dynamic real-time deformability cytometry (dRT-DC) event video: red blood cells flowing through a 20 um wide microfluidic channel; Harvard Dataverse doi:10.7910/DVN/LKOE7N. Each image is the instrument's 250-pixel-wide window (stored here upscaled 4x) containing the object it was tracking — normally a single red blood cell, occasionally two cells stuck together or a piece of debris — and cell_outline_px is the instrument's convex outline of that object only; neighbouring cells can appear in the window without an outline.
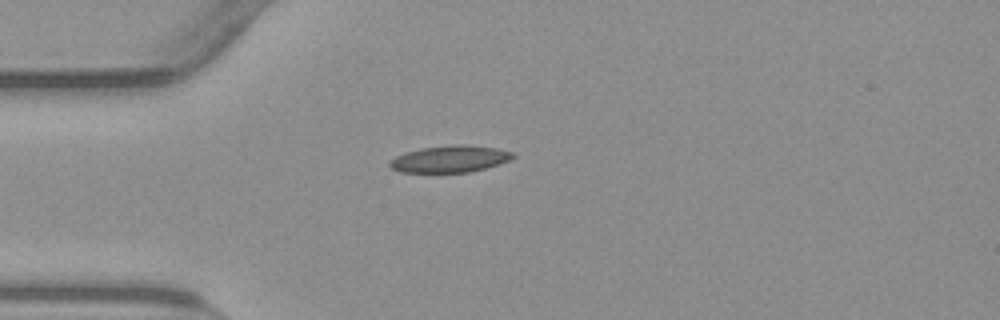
{"species": "common noctule bat (a hibernating species)", "species_latin": "Nyctalus noctula", "temperature_condition": "warm", "stored_images_in_passage": 41, "camera_frame_rate_fps": 3000, "um_per_image_px": 0.085, "animal": {"sex": "male", "body_mass_g": 23.1, "forearm_length_mm": 52.7}, "frame": {"image": 1, "passage_image": 1, "time_ms": 0.0, "image_size_px": [1000, 320], "cell_outline_px": [[516, 156], [500, 164], [468, 172], [400, 172], [392, 168], [388, 164], [396, 156], [404, 152], [420, 148], [456, 144], [464, 144], [496, 148], [516, 152]], "centroid_in_image_um": [38.27, 13.5], "position_along_channel_um": 46.7, "area_um2": 19.25}}
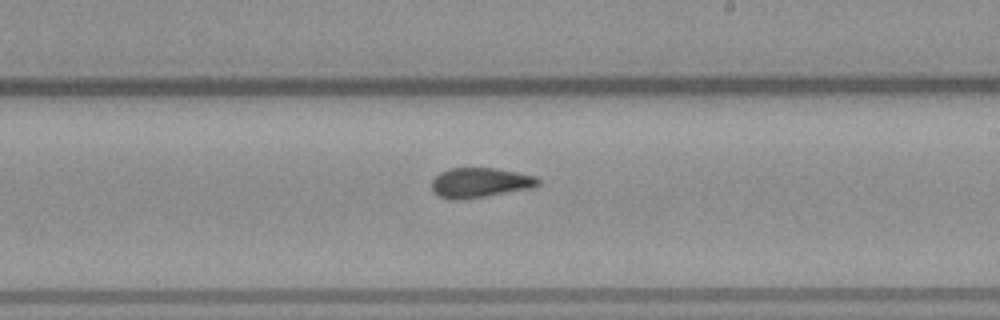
{"frame": {"image": 2, "passage_image": 18, "time_ms": 5.667, "image_size_px": [1000, 320], "cell_outline_px": [[540, 184], [532, 188], [460, 200], [452, 200], [440, 196], [432, 192], [432, 180], [440, 172], [448, 168], [496, 168], [536, 176], [540, 180]], "centroid_in_image_um": [40.79, 15.52], "position_along_channel_um": 248.2, "area_um2": 18.5}}
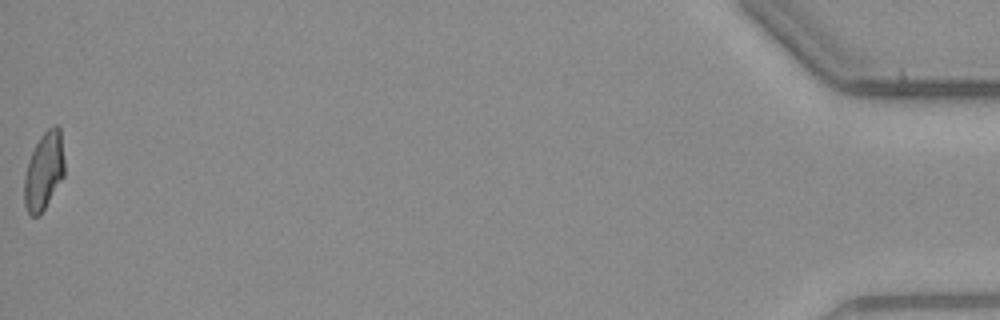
{"frame": {"image": 3, "passage_image": 41, "time_ms": 13.333, "image_size_px": [1000, 320], "cell_outline_px": [[64, 176], [40, 216], [32, 216], [28, 212], [24, 204], [24, 176], [28, 160], [40, 136], [48, 128], [56, 124], [60, 128], [64, 160]], "centroid_in_image_um": [3.73, 14.54], "position_along_channel_um": 431.5, "area_um2": 18.26}, "authors_computed_cell_mechanics": {"area_um2": 18.9006, "velocity_mm_per_s": 3.7998, "shape_relaxation_time_tau1_ms": null, "shape_relaxation_time_tau2_ms": 2.6079, "deformation_change_tau1": null, "deformation_change_tau2": 0.0742}}